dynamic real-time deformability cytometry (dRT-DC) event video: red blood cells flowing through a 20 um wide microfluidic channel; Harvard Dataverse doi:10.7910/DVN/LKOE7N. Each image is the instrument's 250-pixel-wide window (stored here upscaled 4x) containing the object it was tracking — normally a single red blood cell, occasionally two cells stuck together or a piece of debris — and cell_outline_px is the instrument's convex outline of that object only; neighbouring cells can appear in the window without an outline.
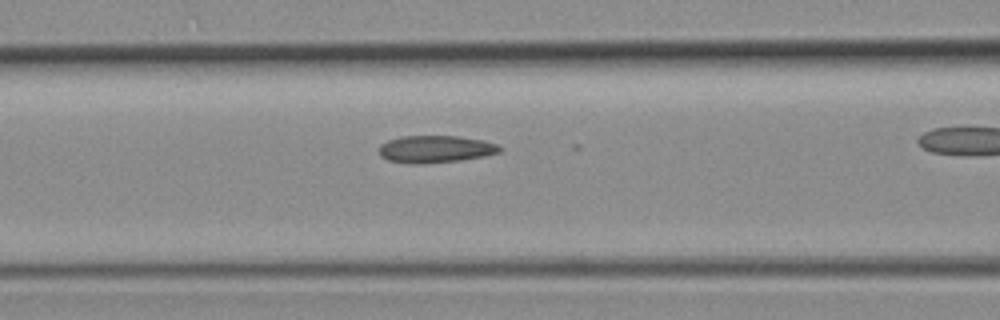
{"species": "common noctule bat (a hibernating species)", "species_latin": "Nyctalus noctula", "temperature_condition": "room temperature", "stored_images_in_passage": 23, "camera_frame_rate_fps": 3000, "um_per_image_px": 0.085, "animal": {"sex": "female", "body_mass_g": 19.3, "forearm_length_mm": 54.1}, "frame": {"image": 1, "passage_image": 6, "time_ms": 1.667, "image_size_px": [1000, 320], "cell_outline_px": [[504, 148], [500, 152], [484, 156], [460, 160], [416, 164], [412, 164], [388, 160], [380, 156], [380, 144], [388, 140], [400, 136], [456, 136], [484, 140], [496, 144]], "centroid_in_image_um": [37.02, 12.67], "position_along_channel_um": 129.6, "area_um2": 19.13}}
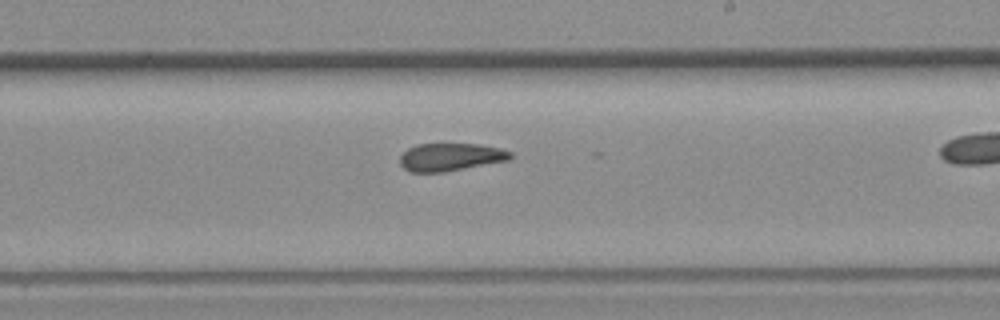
{"frame": {"image": 2, "passage_image": 14, "time_ms": 4.333, "image_size_px": [1000, 320], "cell_outline_px": [[512, 156], [508, 160], [444, 172], [412, 172], [404, 168], [400, 164], [400, 156], [408, 148], [416, 144], [476, 144], [500, 148], [512, 152]], "centroid_in_image_um": [38.28, 13.34], "position_along_channel_um": 250.7, "area_um2": 17.74}}
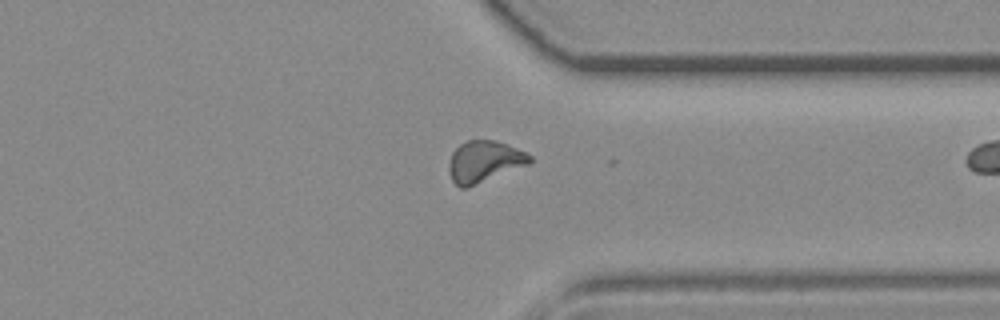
{"frame": {"image": 3, "passage_image": 22, "time_ms": 7.0, "image_size_px": [1000, 320], "cell_outline_px": [[532, 160], [528, 164], [468, 188], [460, 188], [452, 180], [448, 172], [448, 164], [452, 152], [460, 144], [468, 140], [496, 140], [508, 144], [532, 156]], "centroid_in_image_um": [41.13, 13.73], "position_along_channel_um": 370.3, "area_um2": 19.59}}